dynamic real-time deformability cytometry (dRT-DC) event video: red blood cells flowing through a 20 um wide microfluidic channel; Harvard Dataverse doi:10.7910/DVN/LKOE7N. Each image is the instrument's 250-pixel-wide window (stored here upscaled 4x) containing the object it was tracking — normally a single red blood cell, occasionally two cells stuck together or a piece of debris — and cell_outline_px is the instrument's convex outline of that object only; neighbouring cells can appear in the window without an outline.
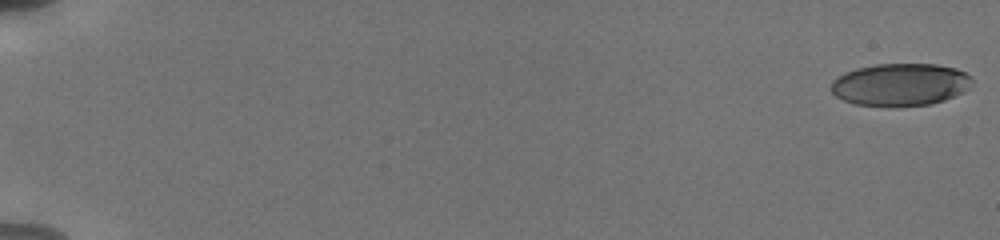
{"species": "human", "species_latin": "Homo sapiens", "temperature_condition": "cold", "stored_images_in_passage": 56, "camera_frame_rate_fps": 3000, "um_per_image_px": 0.085, "donor": {"sex": "male"}, "frame": {"image": 1, "passage_image": 1, "time_ms": 0.0, "image_size_px": [1000, 240], "cell_outline_px": [[972, 80], [968, 88], [964, 92], [944, 100], [932, 104], [856, 104], [844, 100], [836, 96], [832, 92], [832, 80], [844, 72], [856, 68], [876, 64], [936, 64], [956, 68], [972, 76]], "centroid_in_image_um": [76.55, 7.15], "position_along_channel_um": 8.5, "area_um2": 34.28}}
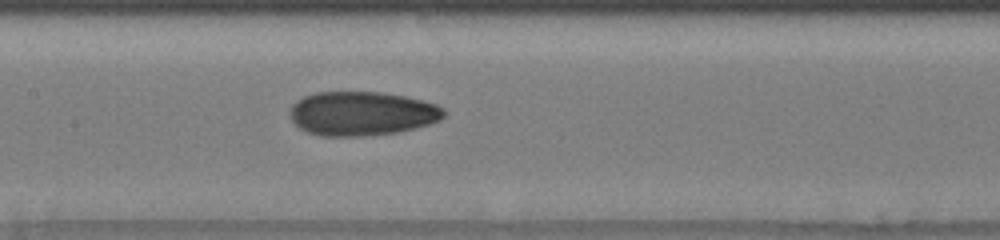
{"frame": {"image": 2, "passage_image": 30, "time_ms": 9.667, "image_size_px": [1000, 240], "cell_outline_px": [[444, 116], [440, 120], [428, 124], [400, 132], [364, 136], [320, 136], [308, 132], [300, 128], [292, 120], [288, 112], [292, 104], [296, 100], [304, 96], [316, 92], [380, 92], [404, 96], [436, 104], [444, 108]], "centroid_in_image_um": [30.73, 9.65], "position_along_channel_um": 176.7, "area_um2": 39.65}}
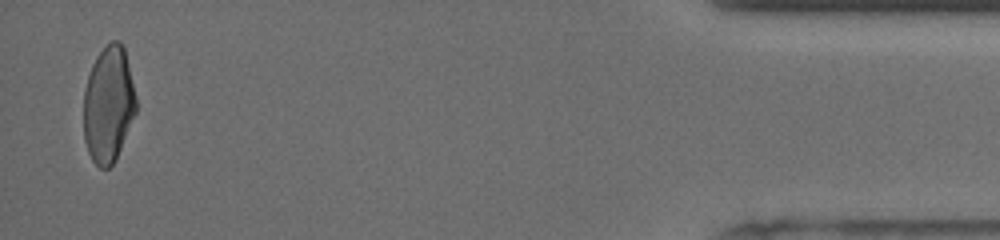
{"frame": {"image": 3, "passage_image": 55, "time_ms": 18.0, "image_size_px": [1000, 240], "cell_outline_px": [[136, 112], [116, 160], [108, 168], [100, 168], [92, 160], [88, 152], [84, 140], [84, 88], [92, 64], [96, 56], [112, 40], [120, 40], [124, 48], [136, 96]], "centroid_in_image_um": [9.21, 8.89], "position_along_channel_um": 426.0, "area_um2": 35.55}, "authors_computed_cell_mechanics": {"area_um2": 37.281, "velocity_mm_per_s": 3.8268, "shape_relaxation_time_tau1_ms": 6.5475, "shape_relaxation_time_tau2_ms": 2.4634, "deformation_change_tau1": 0.1747, "deformation_change_tau2": 0.0767}}